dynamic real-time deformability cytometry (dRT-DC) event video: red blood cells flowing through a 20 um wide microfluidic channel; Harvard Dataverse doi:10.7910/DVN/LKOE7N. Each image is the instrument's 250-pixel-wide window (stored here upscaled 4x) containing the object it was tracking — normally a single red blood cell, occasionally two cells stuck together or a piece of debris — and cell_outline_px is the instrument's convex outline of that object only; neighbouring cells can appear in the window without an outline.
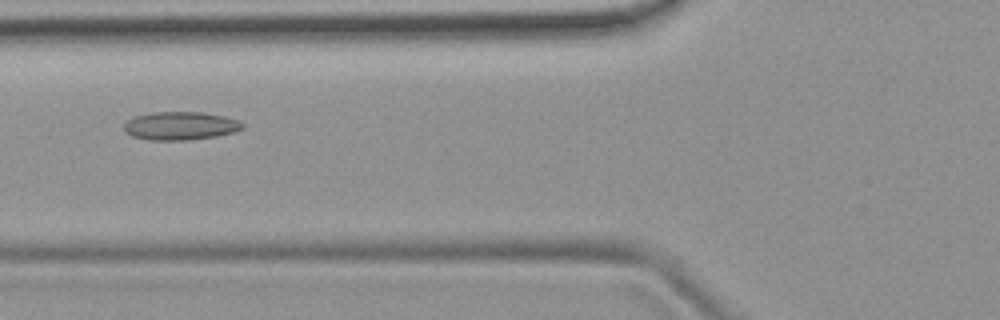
{"species": "common noctule bat (a hibernating species)", "species_latin": "Nyctalus noctula", "temperature_condition": "room temperature", "stored_images_in_passage": 10, "camera_frame_rate_fps": 3000, "um_per_image_px": 0.085, "animal": {"sex": "female", "body_mass_g": 19.9}, "frame": {"image": 1, "passage_image": 6, "time_ms": 6.0, "image_size_px": [1000, 320], "cell_outline_px": [[244, 128], [232, 132], [216, 136], [188, 140], [148, 140], [132, 136], [124, 132], [124, 124], [128, 120], [136, 116], [152, 112], [204, 112], [224, 116], [240, 120], [244, 124]], "centroid_in_image_um": [15.34, 10.69], "position_along_channel_um": 110.5, "area_um2": 19.59}}
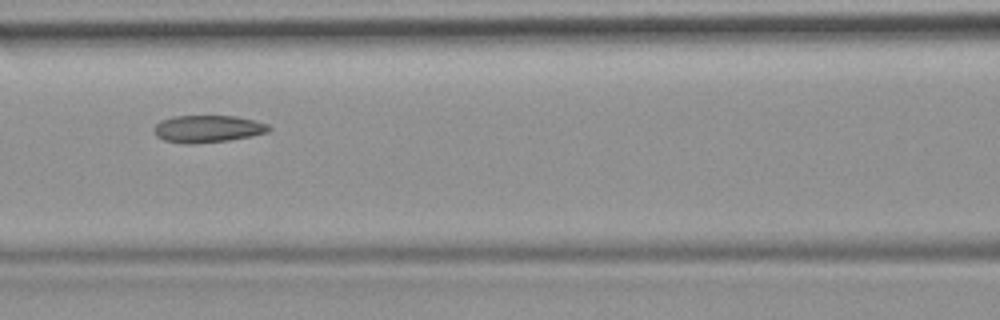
{"frame": {"image": 2, "passage_image": 7, "time_ms": 7.0, "image_size_px": [1000, 320], "cell_outline_px": [[272, 128], [268, 132], [252, 136], [228, 140], [192, 144], [184, 144], [164, 140], [156, 136], [152, 128], [160, 120], [172, 116], [236, 116], [256, 120], [268, 124]], "centroid_in_image_um": [17.65, 10.95], "position_along_channel_um": 149.0, "area_um2": 18.44}}